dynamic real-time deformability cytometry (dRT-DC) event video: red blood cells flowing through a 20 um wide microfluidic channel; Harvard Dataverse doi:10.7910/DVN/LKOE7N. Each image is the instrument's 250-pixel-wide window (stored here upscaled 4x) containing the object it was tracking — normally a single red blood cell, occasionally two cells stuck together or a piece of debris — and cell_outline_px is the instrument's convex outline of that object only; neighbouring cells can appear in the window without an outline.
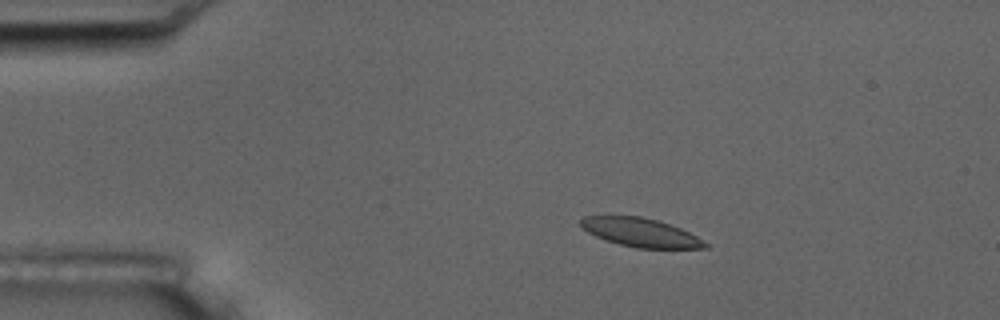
{"species": "common noctule bat (a hibernating species)", "species_latin": "Nyctalus noctula", "temperature_condition": "room temperature", "stored_images_in_passage": 6, "camera_frame_rate_fps": 3000, "um_per_image_px": 0.085, "animal": {"sex": "male", "body_mass_g": 17.5, "forearm_length_mm": 52.3}, "frame": {"image": 1, "passage_image": 3, "time_ms": 2.333, "image_size_px": [1000, 320], "cell_outline_px": [[708, 248], [636, 248], [604, 240], [588, 232], [580, 224], [580, 220], [584, 216], [640, 216], [656, 220], [680, 228], [696, 236], [708, 244]], "centroid_in_image_um": [54.44, 19.76], "position_along_channel_um": 30.6, "area_um2": 20.52}}
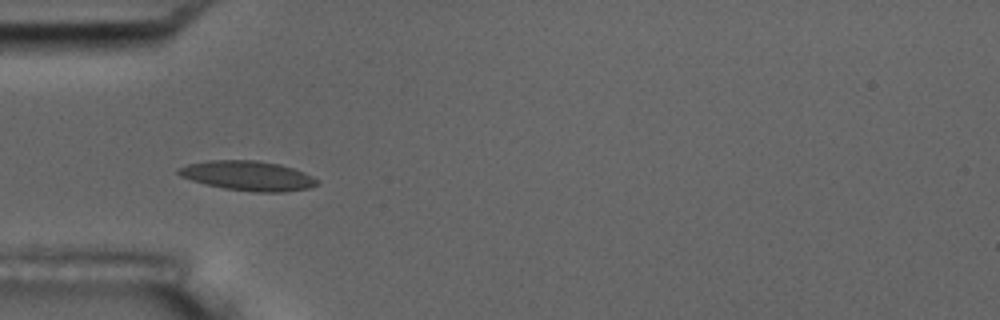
{"frame": {"image": 2, "passage_image": 5, "time_ms": 4.667, "image_size_px": [1000, 320], "cell_outline_px": [[320, 184], [308, 188], [284, 192], [256, 192], [224, 188], [192, 180], [180, 176], [176, 172], [176, 168], [188, 164], [208, 160], [256, 160], [280, 164], [304, 172], [320, 180]], "centroid_in_image_um": [21.09, 14.93], "position_along_channel_um": 63.9, "area_um2": 23.99}}